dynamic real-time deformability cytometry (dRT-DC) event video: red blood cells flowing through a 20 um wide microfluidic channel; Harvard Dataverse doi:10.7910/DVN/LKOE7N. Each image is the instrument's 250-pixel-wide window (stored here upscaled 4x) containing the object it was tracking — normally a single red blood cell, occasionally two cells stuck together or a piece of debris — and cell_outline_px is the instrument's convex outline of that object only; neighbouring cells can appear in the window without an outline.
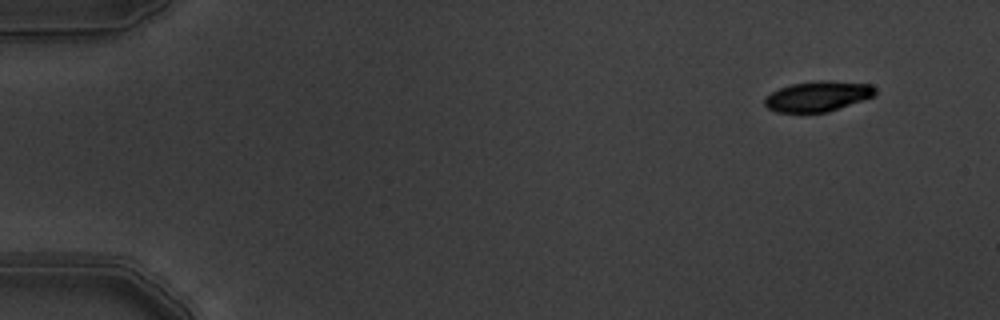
{"species": "common noctule bat (a hibernating species)", "species_latin": "Nyctalus noctula", "temperature_condition": "warm", "stored_images_in_passage": 4, "camera_frame_rate_fps": 3000, "um_per_image_px": 0.085, "animal": {"sex": "male", "body_mass_g": 19.5, "forearm_length_mm": 54.6}, "frame": {"image": 1, "passage_image": 1, "time_ms": 0.0, "image_size_px": [1000, 320], "cell_outline_px": [[876, 92], [872, 96], [828, 112], [776, 112], [768, 108], [764, 104], [764, 96], [780, 88], [792, 84], [820, 80], [824, 80], [872, 84], [876, 88]], "centroid_in_image_um": [69.49, 8.18], "position_along_channel_um": 15.5, "area_um2": 19.36}}